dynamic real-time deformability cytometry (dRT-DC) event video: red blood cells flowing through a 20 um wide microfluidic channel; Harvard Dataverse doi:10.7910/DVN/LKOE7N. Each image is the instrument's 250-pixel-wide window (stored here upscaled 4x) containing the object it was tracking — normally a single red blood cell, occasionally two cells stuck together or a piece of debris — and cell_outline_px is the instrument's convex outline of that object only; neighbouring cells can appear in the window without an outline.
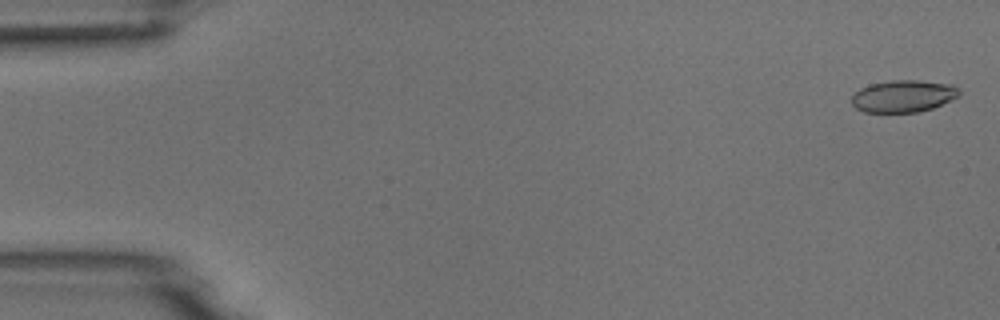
{"species": "common noctule bat (a hibernating species)", "species_latin": "Nyctalus noctula", "temperature_condition": "room temperature", "stored_images_in_passage": 5, "camera_frame_rate_fps": 3000, "um_per_image_px": 0.085, "animal": {"sex": "male", "body_mass_g": 18.8}, "frame": {"image": 1, "passage_image": 1, "time_ms": 0.0, "image_size_px": [1000, 320], "cell_outline_px": [[960, 96], [932, 108], [916, 112], [864, 112], [856, 108], [852, 104], [852, 96], [860, 88], [868, 84], [892, 80], [916, 80], [952, 84], [960, 92]], "centroid_in_image_um": [76.76, 8.16], "position_along_channel_um": 8.2, "area_um2": 20.06}}
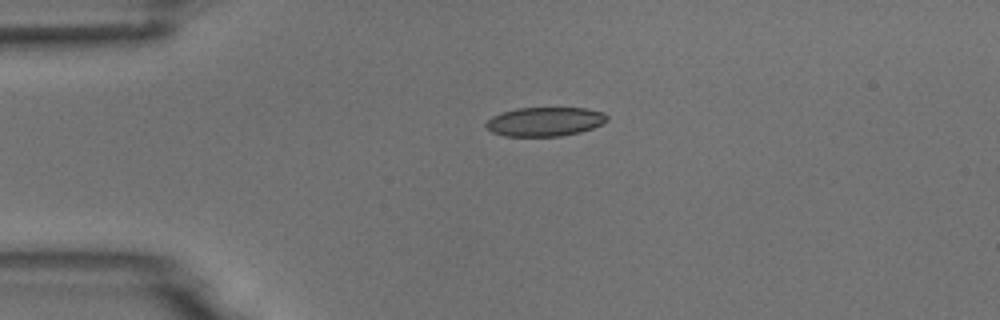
{"frame": {"image": 2, "passage_image": 4, "time_ms": 3.667, "image_size_px": [1000, 320], "cell_outline_px": [[608, 120], [592, 128], [580, 132], [560, 136], [504, 136], [492, 132], [484, 124], [492, 116], [516, 108], [588, 108], [604, 112], [608, 116]], "centroid_in_image_um": [46.33, 10.33], "position_along_channel_um": 38.7, "area_um2": 20.46}}